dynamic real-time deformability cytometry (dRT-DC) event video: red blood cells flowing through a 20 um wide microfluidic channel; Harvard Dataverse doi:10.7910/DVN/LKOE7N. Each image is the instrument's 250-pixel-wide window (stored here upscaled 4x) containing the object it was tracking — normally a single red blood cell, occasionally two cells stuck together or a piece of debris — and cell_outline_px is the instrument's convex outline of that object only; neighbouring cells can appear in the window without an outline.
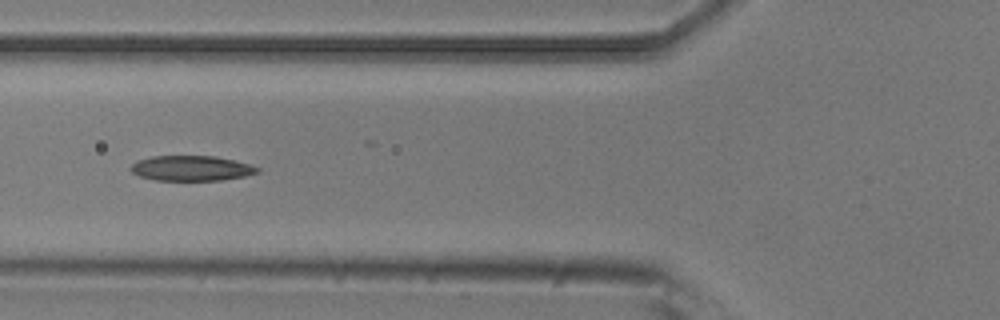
{"species": "common noctule bat (a hibernating species)", "species_latin": "Nyctalus noctula", "temperature_condition": "room temperature", "stored_images_in_passage": 7, "camera_frame_rate_fps": 3000, "um_per_image_px": 0.085, "animal": {"sex": "male", "body_mass_g": 20.5, "forearm_length_mm": 52.5}, "frame": {"image": 1, "passage_image": 5, "time_ms": 1.333, "image_size_px": [1000, 320], "cell_outline_px": [[260, 172], [244, 176], [220, 180], [156, 180], [140, 176], [132, 172], [128, 168], [136, 160], [152, 156], [216, 156], [252, 164], [260, 168]], "centroid_in_image_um": [16.27, 14.29], "position_along_channel_um": 109.5, "area_um2": 18.67}}
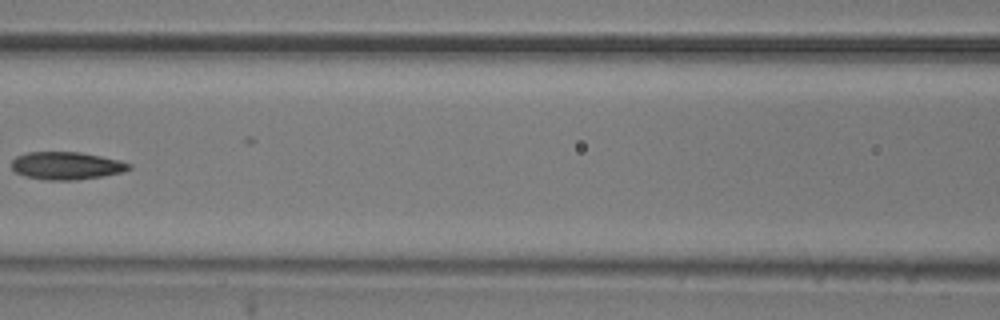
{"frame": {"image": 2, "passage_image": 6, "time_ms": 1.667, "image_size_px": [1000, 320], "cell_outline_px": [[132, 168], [124, 172], [76, 180], [44, 180], [24, 176], [16, 172], [12, 168], [12, 160], [16, 156], [28, 152], [80, 152], [120, 160], [132, 164]], "centroid_in_image_um": [5.66, 14.08], "position_along_channel_um": 160.9, "area_um2": 19.02}}
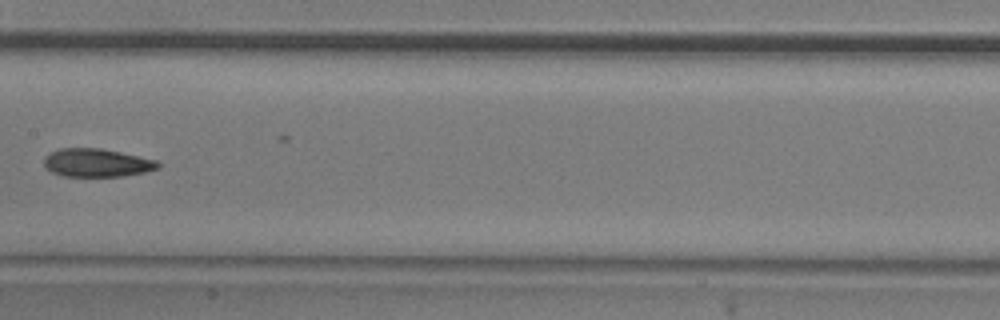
{"frame": {"image": 3, "passage_image": 7, "time_ms": 2.0, "image_size_px": [1000, 320], "cell_outline_px": [[160, 168], [144, 172], [120, 176], [64, 176], [52, 172], [44, 164], [44, 160], [52, 152], [60, 148], [100, 148], [120, 152], [156, 160], [160, 164]], "centroid_in_image_um": [8.25, 13.83], "position_along_channel_um": 199.1, "area_um2": 18.44}}